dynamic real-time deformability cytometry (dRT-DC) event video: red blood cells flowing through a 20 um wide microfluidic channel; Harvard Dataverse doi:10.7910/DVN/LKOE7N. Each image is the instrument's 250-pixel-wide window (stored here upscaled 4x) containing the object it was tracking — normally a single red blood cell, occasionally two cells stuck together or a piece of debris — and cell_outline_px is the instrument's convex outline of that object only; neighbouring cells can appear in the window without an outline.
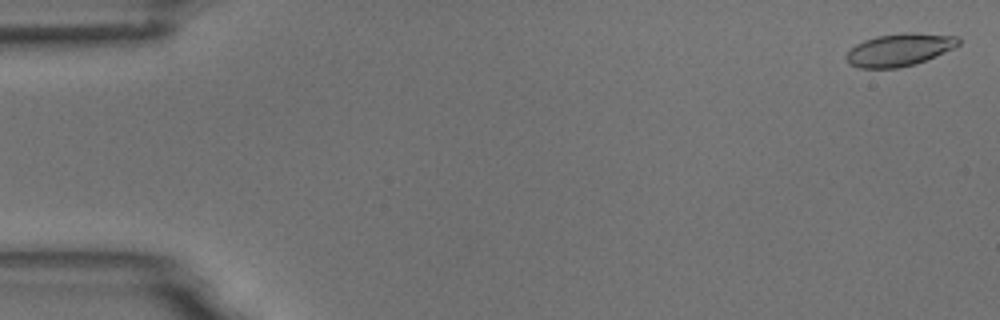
{"species": "common noctule bat (a hibernating species)", "species_latin": "Nyctalus noctula", "temperature_condition": "room temperature", "stored_images_in_passage": 5, "camera_frame_rate_fps": 3000, "um_per_image_px": 0.085, "animal": {"sex": "male", "body_mass_g": 18.8}, "frame": {"image": 1, "passage_image": 1, "time_ms": 0.0, "image_size_px": [1000, 320], "cell_outline_px": [[960, 44], [936, 56], [916, 64], [896, 68], [860, 68], [848, 64], [844, 56], [856, 44], [864, 40], [876, 36], [900, 32], [912, 32], [956, 36], [960, 40]], "centroid_in_image_um": [76.42, 4.23], "position_along_channel_um": 8.6, "area_um2": 21.39}}
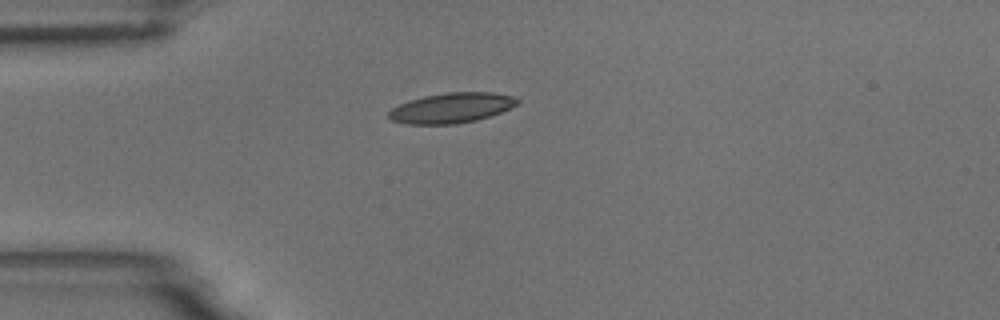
{"frame": {"image": 2, "passage_image": 5, "time_ms": 4.333, "image_size_px": [1000, 320], "cell_outline_px": [[520, 100], [516, 104], [500, 112], [476, 120], [456, 124], [408, 124], [392, 120], [388, 116], [388, 112], [392, 108], [400, 104], [424, 96], [448, 92], [492, 92], [512, 96]], "centroid_in_image_um": [38.36, 9.17], "position_along_channel_um": 46.6, "area_um2": 22.25}}